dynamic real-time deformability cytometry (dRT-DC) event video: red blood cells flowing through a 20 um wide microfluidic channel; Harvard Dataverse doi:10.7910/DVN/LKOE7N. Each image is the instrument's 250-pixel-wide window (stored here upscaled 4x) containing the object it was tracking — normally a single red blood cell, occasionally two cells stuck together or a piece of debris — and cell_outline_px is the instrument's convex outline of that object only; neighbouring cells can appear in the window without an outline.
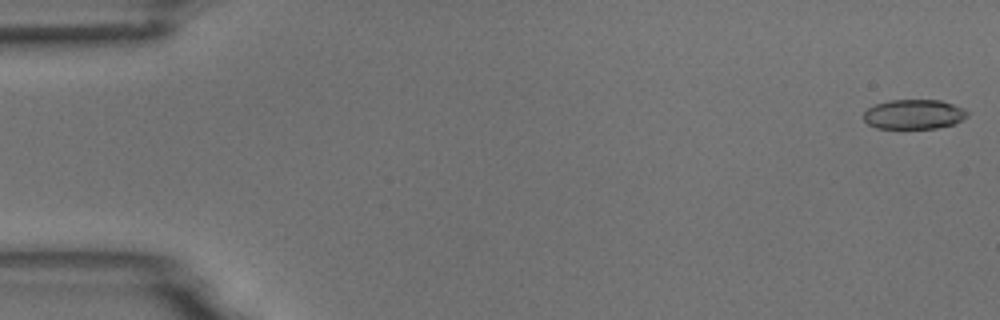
{"species": "common noctule bat (a hibernating species)", "species_latin": "Nyctalus noctula", "temperature_condition": "room temperature", "stored_images_in_passage": 55, "camera_frame_rate_fps": 3000, "um_per_image_px": 0.085, "animal": {"sex": "male", "body_mass_g": 18.8}, "frame": {"image": 1, "passage_image": 1, "time_ms": 0.0, "image_size_px": [1000, 320], "cell_outline_px": [[968, 116], [952, 124], [936, 128], [876, 128], [868, 124], [864, 120], [864, 112], [868, 108], [876, 104], [888, 100], [940, 100], [964, 108], [968, 112]], "centroid_in_image_um": [77.66, 9.71], "position_along_channel_um": 7.3, "area_um2": 17.8}}
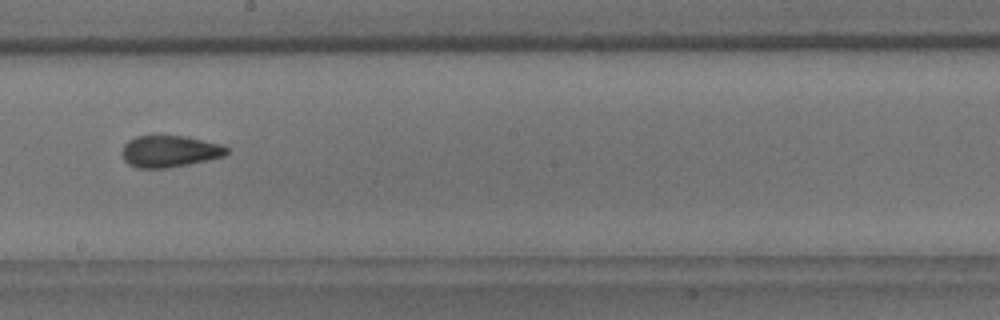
{"frame": {"image": 2, "passage_image": 31, "time_ms": 10.0, "image_size_px": [1000, 320], "cell_outline_px": [[228, 152], [224, 156], [208, 160], [168, 168], [136, 168], [128, 164], [124, 160], [120, 152], [124, 144], [128, 140], [136, 136], [184, 136], [224, 144], [228, 148]], "centroid_in_image_um": [14.4, 12.86], "position_along_channel_um": 233.8, "area_um2": 19.54}}
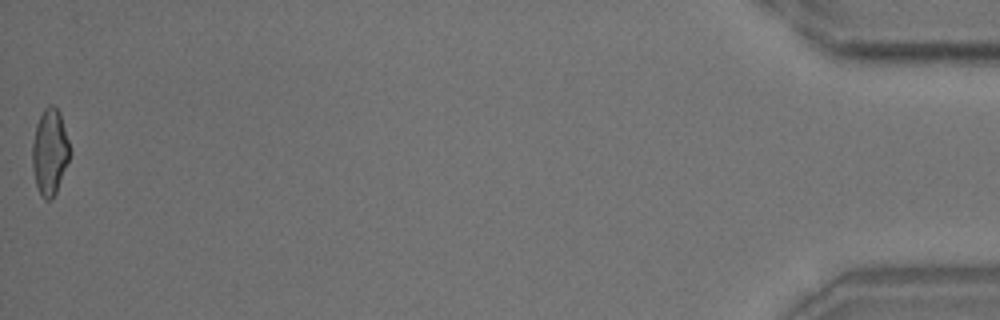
{"frame": {"image": 3, "passage_image": 55, "time_ms": 18.0, "image_size_px": [1000, 320], "cell_outline_px": [[72, 152], [56, 192], [52, 200], [44, 200], [40, 196], [36, 184], [32, 168], [32, 144], [36, 124], [44, 108], [48, 104], [52, 104], [60, 112]], "centroid_in_image_um": [4.24, 12.92], "position_along_channel_um": 431.0, "area_um2": 19.07}, "authors_computed_cell_mechanics": {"area_um2": 19.2474, "velocity_mm_per_s": 3.679, "shape_relaxation_time_tau1_ms": null, "shape_relaxation_time_tau2_ms": 2.0923, "deformation_change_tau1": null, "deformation_change_tau2": 0.0977}}